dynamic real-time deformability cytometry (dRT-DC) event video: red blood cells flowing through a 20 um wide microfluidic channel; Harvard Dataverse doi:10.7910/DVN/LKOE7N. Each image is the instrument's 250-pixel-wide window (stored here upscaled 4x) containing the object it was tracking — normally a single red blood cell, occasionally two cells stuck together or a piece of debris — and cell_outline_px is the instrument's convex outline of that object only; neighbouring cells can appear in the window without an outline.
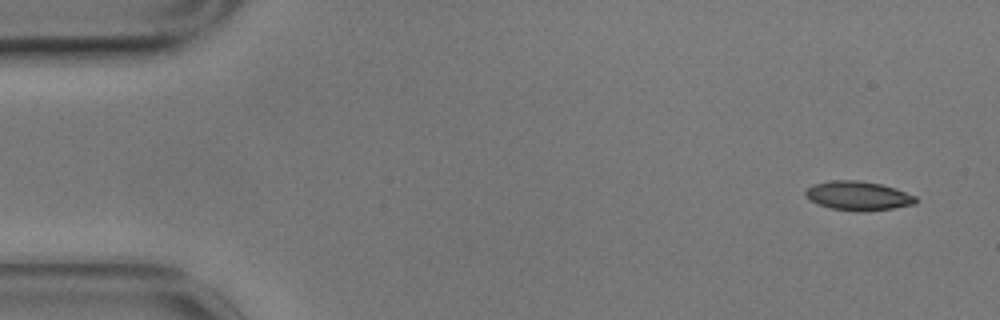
{"species": "common noctule bat (a hibernating species)", "species_latin": "Nyctalus noctula", "temperature_condition": "cold", "stored_images_in_passage": 55, "camera_frame_rate_fps": 3000, "um_per_image_px": 0.085, "animal": {"sex": "male", "body_mass_g": 17.9}, "frame": {"image": 1, "passage_image": 1, "time_ms": 0.0, "image_size_px": [1000, 320], "cell_outline_px": [[916, 204], [892, 208], [864, 212], [856, 212], [828, 208], [816, 204], [804, 196], [804, 192], [812, 184], [832, 180], [856, 180], [880, 184], [896, 188], [916, 196]], "centroid_in_image_um": [72.9, 16.65], "position_along_channel_um": 12.1, "area_um2": 18.96}}
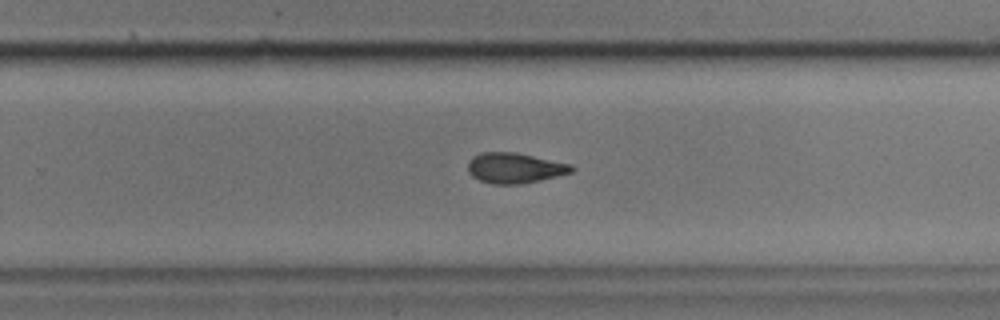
{"frame": {"image": 2, "passage_image": 34, "time_ms": 11.0, "image_size_px": [1000, 320], "cell_outline_px": [[576, 168], [572, 172], [540, 180], [520, 184], [492, 184], [480, 180], [472, 176], [468, 172], [468, 160], [472, 156], [480, 152], [516, 152], [572, 164]], "centroid_in_image_um": [43.74, 14.27], "position_along_channel_um": 286.1, "area_um2": 18.5}}
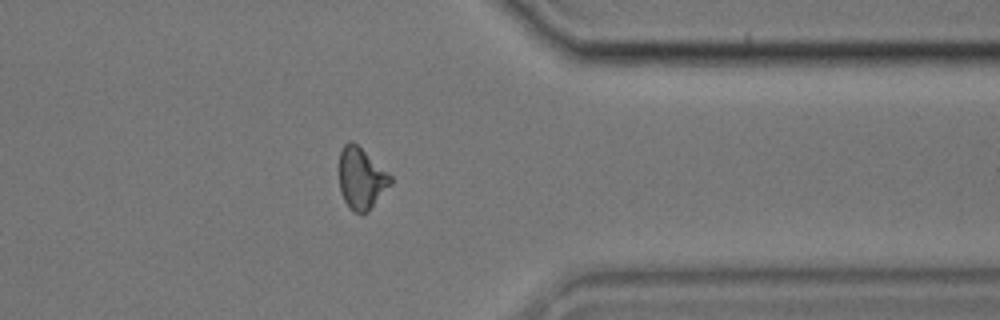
{"frame": {"image": 3, "passage_image": 43, "time_ms": 14.0, "image_size_px": [1000, 320], "cell_outline_px": [[392, 184], [368, 212], [352, 212], [348, 208], [340, 192], [340, 152], [344, 144], [348, 140], [352, 140], [392, 176]], "centroid_in_image_um": [30.71, 15.18], "position_along_channel_um": 380.7, "area_um2": 18.38}, "authors_computed_cell_mechanics": {"area_um2": 18.8428, "velocity_mm_per_s": 3.4836, "shape_relaxation_time_tau1_ms": 5.3602, "shape_relaxation_time_tau2_ms": 4.5116, "deformation_change_tau1": 0.1592, "deformation_change_tau2": 0.1087}}